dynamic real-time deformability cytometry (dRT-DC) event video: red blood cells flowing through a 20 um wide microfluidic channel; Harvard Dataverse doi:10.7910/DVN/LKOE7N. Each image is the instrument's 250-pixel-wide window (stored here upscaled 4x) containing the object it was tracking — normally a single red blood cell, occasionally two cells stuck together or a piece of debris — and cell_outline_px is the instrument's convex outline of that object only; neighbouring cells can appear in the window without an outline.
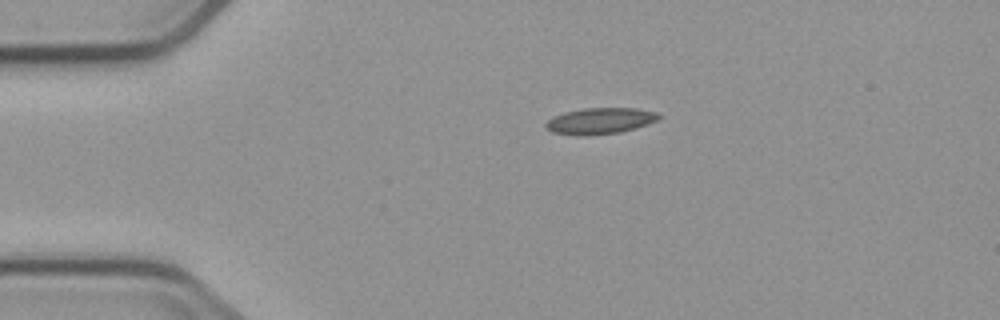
{"species": "common noctule bat (a hibernating species)", "species_latin": "Nyctalus noctula", "temperature_condition": "cold", "stored_images_in_passage": 3, "camera_frame_rate_fps": 3000, "um_per_image_px": 0.085, "animal": {"sex": "male", "body_mass_g": 23.1, "forearm_length_mm": 52.7}, "frame": {"image": 1, "passage_image": 1, "time_ms": 0.0, "image_size_px": [1000, 320], "cell_outline_px": [[664, 116], [660, 120], [636, 128], [620, 132], [552, 132], [544, 124], [552, 116], [564, 112], [584, 108], [636, 108], [656, 112]], "centroid_in_image_um": [51.13, 10.2], "position_along_channel_um": 33.9, "area_um2": 16.42}}
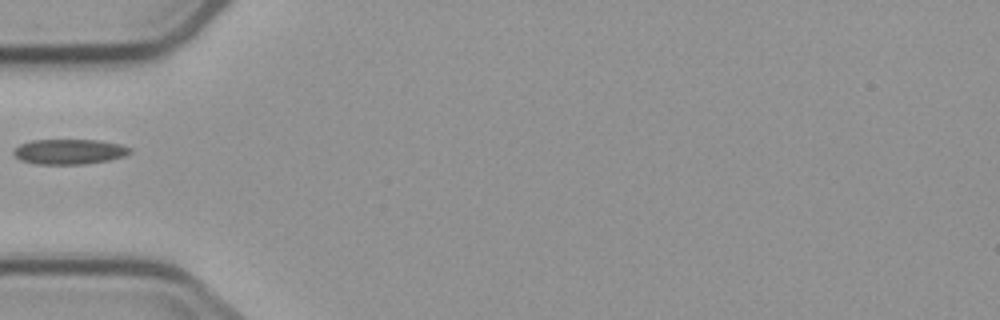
{"frame": {"image": 2, "passage_image": 3, "time_ms": 2.333, "image_size_px": [1000, 320], "cell_outline_px": [[132, 152], [124, 156], [108, 160], [84, 164], [36, 164], [20, 160], [12, 152], [20, 144], [32, 140], [100, 140], [120, 144], [132, 148]], "centroid_in_image_um": [5.91, 12.89], "position_along_channel_um": 79.1, "area_um2": 17.05}}